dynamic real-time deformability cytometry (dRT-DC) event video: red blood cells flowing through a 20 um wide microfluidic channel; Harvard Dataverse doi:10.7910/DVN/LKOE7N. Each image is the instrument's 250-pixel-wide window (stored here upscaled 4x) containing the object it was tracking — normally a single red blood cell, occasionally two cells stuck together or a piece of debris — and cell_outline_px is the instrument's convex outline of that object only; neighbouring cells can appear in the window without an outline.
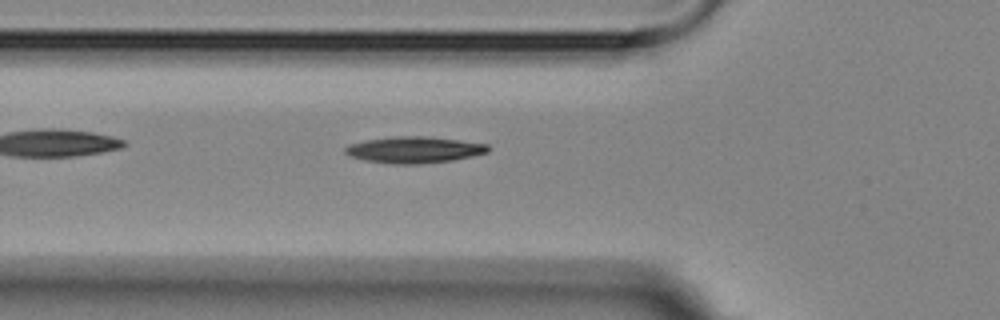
{"species": "Egyptian fruit bat (a non-hibernating species)", "species_latin": "Rousettus aegyptiacus", "temperature_condition": "room temperature", "stored_images_in_passage": 4, "camera_frame_rate_fps": 3000, "um_per_image_px": 0.085, "animal": {"sex": "female"}, "frame": {"image": 1, "passage_image": 3, "time_ms": 2.333, "image_size_px": [1000, 320], "cell_outline_px": [[488, 152], [472, 156], [452, 160], [416, 164], [396, 164], [364, 160], [348, 156], [344, 152], [344, 148], [348, 144], [368, 140], [396, 136], [428, 136], [488, 144]], "centroid_in_image_um": [35.17, 12.73], "position_along_channel_um": 90.6, "area_um2": 21.85}}